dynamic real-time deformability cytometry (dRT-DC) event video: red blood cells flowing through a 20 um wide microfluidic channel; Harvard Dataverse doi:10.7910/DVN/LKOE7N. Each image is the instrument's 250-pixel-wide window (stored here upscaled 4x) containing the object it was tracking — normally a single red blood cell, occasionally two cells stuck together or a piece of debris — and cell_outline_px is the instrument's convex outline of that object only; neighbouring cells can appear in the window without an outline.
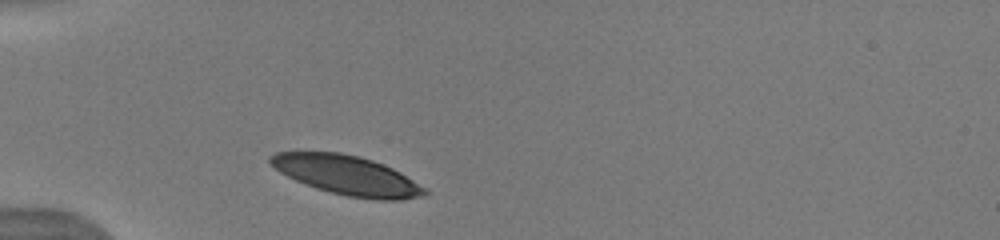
{"species": "human", "species_latin": "Homo sapiens", "temperature_condition": "warm", "stored_images_in_passage": 21, "camera_frame_rate_fps": 3000, "um_per_image_px": 0.085, "donor": {"sex": "male"}, "frame": {"image": 1, "passage_image": 1, "time_ms": 0.0, "image_size_px": [1000, 240], "cell_outline_px": [[428, 192], [420, 196], [404, 200], [376, 200], [348, 196], [316, 188], [296, 180], [280, 172], [268, 160], [268, 156], [276, 152], [340, 152], [360, 156], [372, 160], [392, 168], [400, 172], [424, 188]], "centroid_in_image_um": [29.48, 14.89], "position_along_channel_um": 55.5, "area_um2": 34.97}}